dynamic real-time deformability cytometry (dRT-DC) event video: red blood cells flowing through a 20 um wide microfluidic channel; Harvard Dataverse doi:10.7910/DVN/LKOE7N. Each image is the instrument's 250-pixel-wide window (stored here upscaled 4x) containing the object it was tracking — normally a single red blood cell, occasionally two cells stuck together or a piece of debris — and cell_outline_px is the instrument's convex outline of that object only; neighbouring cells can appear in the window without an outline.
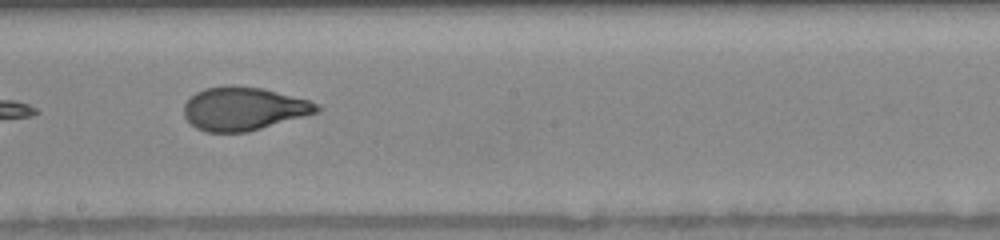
{"species": "human", "species_latin": "Homo sapiens", "temperature_condition": "warm", "stored_images_in_passage": 41, "segment_of_instrument_passage": [2, 2], "camera_frame_rate_fps": 3000, "um_per_image_px": 0.085, "donor": {"sex": "female"}, "frame": {"image": 1, "passage_image": 23, "time_ms": 7.333, "image_size_px": [1000, 240], "cell_outline_px": [[324, 108], [320, 112], [248, 132], [204, 132], [196, 128], [184, 116], [184, 104], [196, 92], [204, 88], [232, 84], [264, 88], [308, 100], [320, 104]], "centroid_in_image_um": [20.74, 9.23], "position_along_channel_um": 227.5, "area_um2": 33.93}}
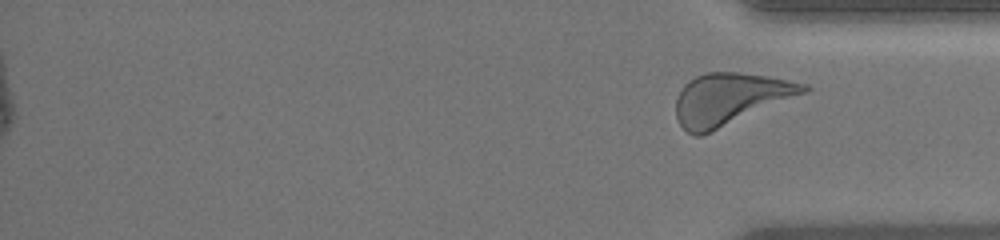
{"frame": {"image": 2, "passage_image": 41, "time_ms": 13.333, "image_size_px": [1000, 240], "cell_outline_px": [[812, 88], [808, 92], [700, 136], [696, 136], [688, 132], [680, 124], [676, 116], [676, 100], [684, 84], [688, 80], [704, 72], [736, 72], [768, 76], [808, 84]], "centroid_in_image_um": [62.06, 8.39], "position_along_channel_um": 373.1, "area_um2": 38.26}}